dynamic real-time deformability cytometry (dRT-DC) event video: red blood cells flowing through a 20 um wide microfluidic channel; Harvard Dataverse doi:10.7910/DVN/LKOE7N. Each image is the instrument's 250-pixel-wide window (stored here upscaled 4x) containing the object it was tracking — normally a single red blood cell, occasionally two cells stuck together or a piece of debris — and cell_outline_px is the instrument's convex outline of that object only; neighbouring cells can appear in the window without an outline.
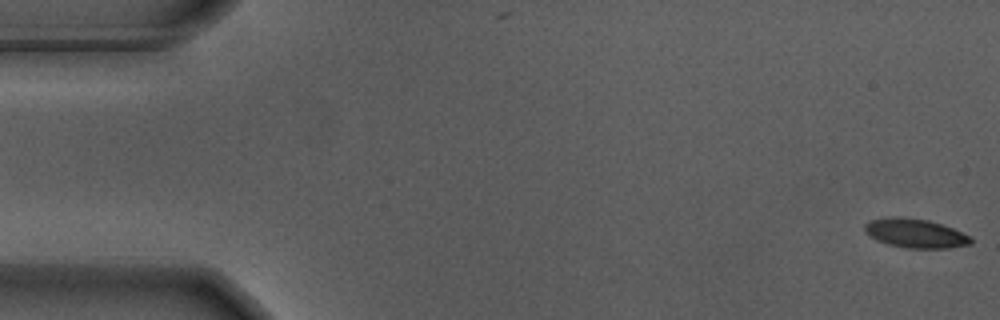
{"species": "Egyptian fruit bat (a non-hibernating species)", "species_latin": "Rousettus aegyptiacus", "temperature_condition": "warm", "stored_images_in_passage": 56, "camera_frame_rate_fps": 3000, "um_per_image_px": 0.085, "animal": {"sex": "male"}, "frame": {"image": 1, "passage_image": 1, "time_ms": 0.0, "image_size_px": [1000, 320], "cell_outline_px": [[972, 244], [948, 248], [908, 248], [888, 244], [864, 232], [864, 224], [872, 220], [892, 216], [900, 216], [928, 220], [952, 228], [972, 236]], "centroid_in_image_um": [77.84, 19.82], "position_along_channel_um": 7.2, "area_um2": 17.86}}
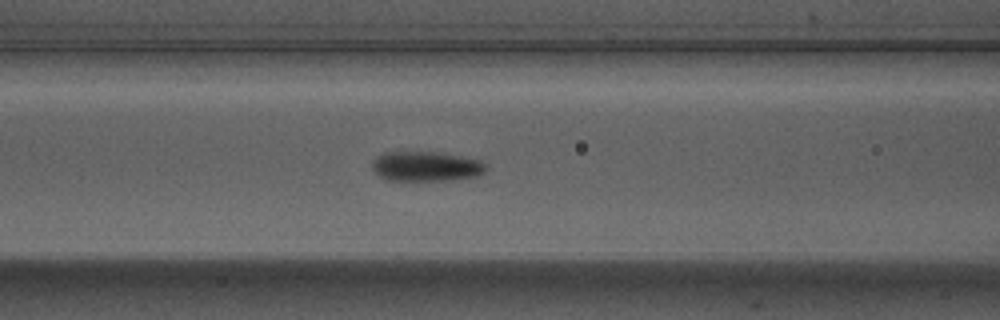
{"frame": {"image": 2, "passage_image": 23, "time_ms": 7.333, "image_size_px": [1000, 320], "cell_outline_px": [[488, 168], [484, 172], [476, 176], [448, 180], [388, 180], [380, 176], [372, 168], [372, 160], [376, 156], [384, 152], [432, 152], [460, 156], [480, 160]], "centroid_in_image_um": [36.19, 14.14], "position_along_channel_um": 130.4, "area_um2": 19.59}}
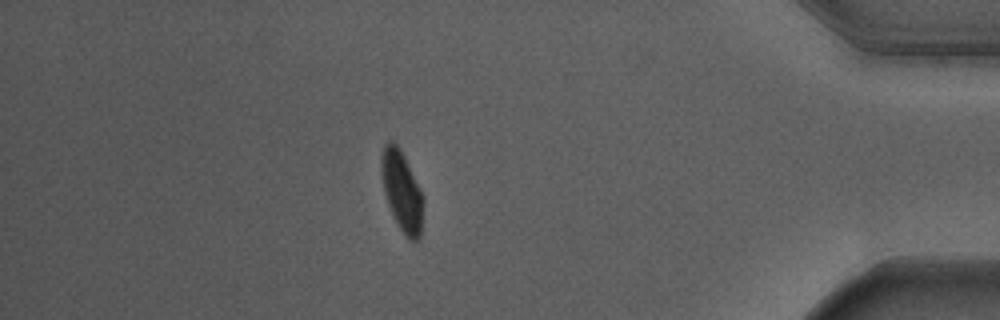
{"frame": {"image": 3, "passage_image": 49, "time_ms": 16.0, "image_size_px": [1000, 320], "cell_outline_px": [[424, 200], [420, 240], [408, 240], [404, 236], [396, 224], [388, 204], [384, 192], [380, 168], [380, 156], [384, 144], [388, 140], [396, 140], [424, 196]], "centroid_in_image_um": [34.15, 16.23], "position_along_channel_um": 401.1, "area_um2": 20.11}, "authors_computed_cell_mechanics": {"area_um2": 19.363, "velocity_mm_per_s": 3.6513, "shape_relaxation_time_tau1_ms": 2.1967, "shape_relaxation_time_tau2_ms": null, "deformation_change_tau1": 0.1522, "deformation_change_tau2": null}}